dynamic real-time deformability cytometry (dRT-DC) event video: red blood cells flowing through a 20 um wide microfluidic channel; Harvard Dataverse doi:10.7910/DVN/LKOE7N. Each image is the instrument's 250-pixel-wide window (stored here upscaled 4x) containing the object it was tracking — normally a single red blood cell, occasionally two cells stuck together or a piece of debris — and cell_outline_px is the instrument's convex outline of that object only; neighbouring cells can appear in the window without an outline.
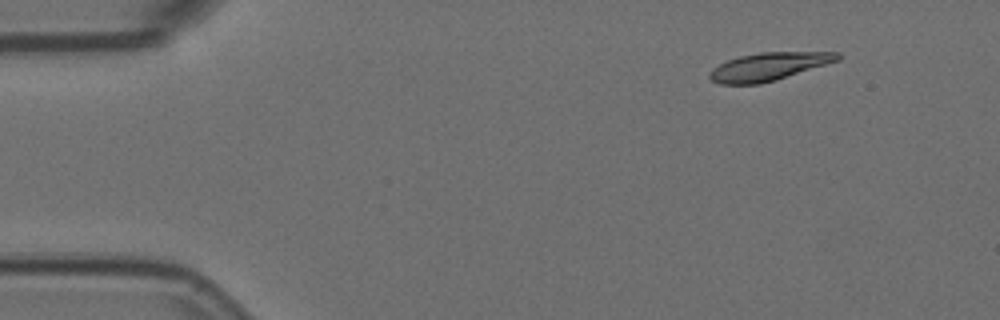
{"species": "Egyptian fruit bat (a non-hibernating species)", "species_latin": "Rousettus aegyptiacus", "temperature_condition": "room temperature", "stored_images_in_passage": 4, "camera_frame_rate_fps": 3000, "um_per_image_px": 0.085, "animal": {"sex": "female"}, "frame": {"image": 1, "passage_image": 1, "time_ms": 0.0, "image_size_px": [1000, 320], "cell_outline_px": [[840, 60], [776, 80], [760, 84], [720, 84], [712, 80], [708, 76], [708, 72], [712, 68], [728, 60], [740, 56], [760, 52], [840, 52]], "centroid_in_image_um": [65.33, 5.66], "position_along_channel_um": 19.7, "area_um2": 20.81}}
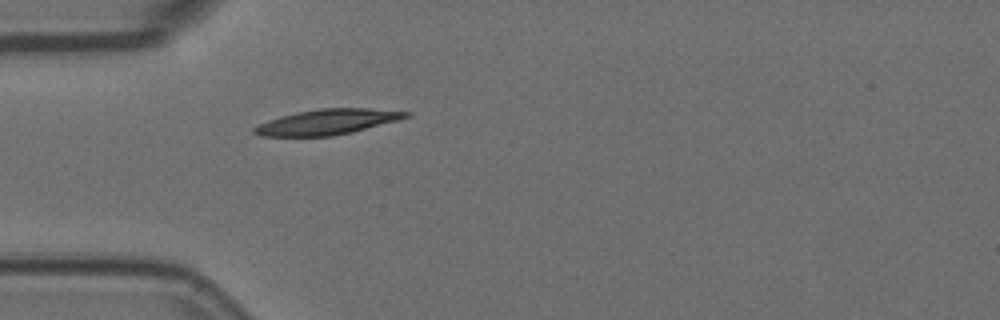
{"frame": {"image": 2, "passage_image": 4, "time_ms": 1.0, "image_size_px": [1000, 320], "cell_outline_px": [[412, 116], [400, 120], [352, 132], [332, 136], [260, 136], [252, 132], [252, 128], [268, 120], [280, 116], [296, 112], [320, 108], [368, 108], [412, 112]], "centroid_in_image_um": [27.86, 10.36], "position_along_channel_um": 57.1, "area_um2": 22.54}}